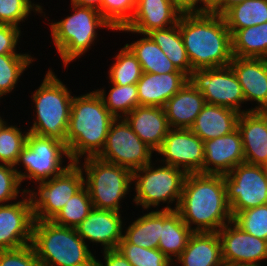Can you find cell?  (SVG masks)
<instances>
[{
  "instance_id": "obj_31",
  "label": "cell",
  "mask_w": 267,
  "mask_h": 266,
  "mask_svg": "<svg viewBox=\"0 0 267 266\" xmlns=\"http://www.w3.org/2000/svg\"><path fill=\"white\" fill-rule=\"evenodd\" d=\"M231 40L234 57L267 59V22L239 29Z\"/></svg>"
},
{
  "instance_id": "obj_23",
  "label": "cell",
  "mask_w": 267,
  "mask_h": 266,
  "mask_svg": "<svg viewBox=\"0 0 267 266\" xmlns=\"http://www.w3.org/2000/svg\"><path fill=\"white\" fill-rule=\"evenodd\" d=\"M237 129L243 143L246 163L263 166L267 164V121L259 111L240 114Z\"/></svg>"
},
{
  "instance_id": "obj_2",
  "label": "cell",
  "mask_w": 267,
  "mask_h": 266,
  "mask_svg": "<svg viewBox=\"0 0 267 266\" xmlns=\"http://www.w3.org/2000/svg\"><path fill=\"white\" fill-rule=\"evenodd\" d=\"M177 24L193 70L230 64L231 33L222 15L210 11L181 14Z\"/></svg>"
},
{
  "instance_id": "obj_53",
  "label": "cell",
  "mask_w": 267,
  "mask_h": 266,
  "mask_svg": "<svg viewBox=\"0 0 267 266\" xmlns=\"http://www.w3.org/2000/svg\"><path fill=\"white\" fill-rule=\"evenodd\" d=\"M4 119H2L1 118V116H0V128H1V126L5 123V121H3Z\"/></svg>"
},
{
  "instance_id": "obj_35",
  "label": "cell",
  "mask_w": 267,
  "mask_h": 266,
  "mask_svg": "<svg viewBox=\"0 0 267 266\" xmlns=\"http://www.w3.org/2000/svg\"><path fill=\"white\" fill-rule=\"evenodd\" d=\"M93 208L88 190L84 186L66 202L65 206L52 221L60 226L76 228Z\"/></svg>"
},
{
  "instance_id": "obj_17",
  "label": "cell",
  "mask_w": 267,
  "mask_h": 266,
  "mask_svg": "<svg viewBox=\"0 0 267 266\" xmlns=\"http://www.w3.org/2000/svg\"><path fill=\"white\" fill-rule=\"evenodd\" d=\"M243 162V143L238 129L222 137L204 141L203 174L227 175Z\"/></svg>"
},
{
  "instance_id": "obj_20",
  "label": "cell",
  "mask_w": 267,
  "mask_h": 266,
  "mask_svg": "<svg viewBox=\"0 0 267 266\" xmlns=\"http://www.w3.org/2000/svg\"><path fill=\"white\" fill-rule=\"evenodd\" d=\"M242 87L245 102L256 101L251 111L267 107V59L234 57L229 64Z\"/></svg>"
},
{
  "instance_id": "obj_9",
  "label": "cell",
  "mask_w": 267,
  "mask_h": 266,
  "mask_svg": "<svg viewBox=\"0 0 267 266\" xmlns=\"http://www.w3.org/2000/svg\"><path fill=\"white\" fill-rule=\"evenodd\" d=\"M63 156L69 159L67 166H62ZM22 163L26 172L18 171L17 165ZM73 162L65 143L46 136L28 132L26 144L20 152L15 170L21 183L25 179L37 183L49 180L65 171Z\"/></svg>"
},
{
  "instance_id": "obj_32",
  "label": "cell",
  "mask_w": 267,
  "mask_h": 266,
  "mask_svg": "<svg viewBox=\"0 0 267 266\" xmlns=\"http://www.w3.org/2000/svg\"><path fill=\"white\" fill-rule=\"evenodd\" d=\"M222 16L232 36L239 29L267 22V0H245L229 8Z\"/></svg>"
},
{
  "instance_id": "obj_40",
  "label": "cell",
  "mask_w": 267,
  "mask_h": 266,
  "mask_svg": "<svg viewBox=\"0 0 267 266\" xmlns=\"http://www.w3.org/2000/svg\"><path fill=\"white\" fill-rule=\"evenodd\" d=\"M136 0H102L101 15L114 30L125 27L132 19Z\"/></svg>"
},
{
  "instance_id": "obj_27",
  "label": "cell",
  "mask_w": 267,
  "mask_h": 266,
  "mask_svg": "<svg viewBox=\"0 0 267 266\" xmlns=\"http://www.w3.org/2000/svg\"><path fill=\"white\" fill-rule=\"evenodd\" d=\"M192 234L193 231L181 219L177 210H173L171 206L161 210V236L158 249L172 262L184 251Z\"/></svg>"
},
{
  "instance_id": "obj_47",
  "label": "cell",
  "mask_w": 267,
  "mask_h": 266,
  "mask_svg": "<svg viewBox=\"0 0 267 266\" xmlns=\"http://www.w3.org/2000/svg\"><path fill=\"white\" fill-rule=\"evenodd\" d=\"M172 4L182 13H195V0H170Z\"/></svg>"
},
{
  "instance_id": "obj_5",
  "label": "cell",
  "mask_w": 267,
  "mask_h": 266,
  "mask_svg": "<svg viewBox=\"0 0 267 266\" xmlns=\"http://www.w3.org/2000/svg\"><path fill=\"white\" fill-rule=\"evenodd\" d=\"M31 98L35 102L36 118L28 132L56 139L67 146L66 134L73 100L71 92L52 70H48Z\"/></svg>"
},
{
  "instance_id": "obj_39",
  "label": "cell",
  "mask_w": 267,
  "mask_h": 266,
  "mask_svg": "<svg viewBox=\"0 0 267 266\" xmlns=\"http://www.w3.org/2000/svg\"><path fill=\"white\" fill-rule=\"evenodd\" d=\"M232 221L243 231L267 241V204L243 210Z\"/></svg>"
},
{
  "instance_id": "obj_28",
  "label": "cell",
  "mask_w": 267,
  "mask_h": 266,
  "mask_svg": "<svg viewBox=\"0 0 267 266\" xmlns=\"http://www.w3.org/2000/svg\"><path fill=\"white\" fill-rule=\"evenodd\" d=\"M147 35L161 48L178 70L188 76L191 75L193 69L178 24L165 29L151 30Z\"/></svg>"
},
{
  "instance_id": "obj_46",
  "label": "cell",
  "mask_w": 267,
  "mask_h": 266,
  "mask_svg": "<svg viewBox=\"0 0 267 266\" xmlns=\"http://www.w3.org/2000/svg\"><path fill=\"white\" fill-rule=\"evenodd\" d=\"M245 0H217L214 7L210 10L211 13L223 15L232 6L242 3Z\"/></svg>"
},
{
  "instance_id": "obj_36",
  "label": "cell",
  "mask_w": 267,
  "mask_h": 266,
  "mask_svg": "<svg viewBox=\"0 0 267 266\" xmlns=\"http://www.w3.org/2000/svg\"><path fill=\"white\" fill-rule=\"evenodd\" d=\"M34 60L29 54L0 55V97L12 92L22 73Z\"/></svg>"
},
{
  "instance_id": "obj_18",
  "label": "cell",
  "mask_w": 267,
  "mask_h": 266,
  "mask_svg": "<svg viewBox=\"0 0 267 266\" xmlns=\"http://www.w3.org/2000/svg\"><path fill=\"white\" fill-rule=\"evenodd\" d=\"M181 12L170 0H136L135 13L119 31L146 35L154 29H165L178 23Z\"/></svg>"
},
{
  "instance_id": "obj_26",
  "label": "cell",
  "mask_w": 267,
  "mask_h": 266,
  "mask_svg": "<svg viewBox=\"0 0 267 266\" xmlns=\"http://www.w3.org/2000/svg\"><path fill=\"white\" fill-rule=\"evenodd\" d=\"M181 266H221V242L217 232H193L187 246L175 260Z\"/></svg>"
},
{
  "instance_id": "obj_48",
  "label": "cell",
  "mask_w": 267,
  "mask_h": 266,
  "mask_svg": "<svg viewBox=\"0 0 267 266\" xmlns=\"http://www.w3.org/2000/svg\"><path fill=\"white\" fill-rule=\"evenodd\" d=\"M101 2L102 0H71V3L82 6V7H90L98 10L101 14Z\"/></svg>"
},
{
  "instance_id": "obj_43",
  "label": "cell",
  "mask_w": 267,
  "mask_h": 266,
  "mask_svg": "<svg viewBox=\"0 0 267 266\" xmlns=\"http://www.w3.org/2000/svg\"><path fill=\"white\" fill-rule=\"evenodd\" d=\"M0 266H41L31 244L12 250H0Z\"/></svg>"
},
{
  "instance_id": "obj_7",
  "label": "cell",
  "mask_w": 267,
  "mask_h": 266,
  "mask_svg": "<svg viewBox=\"0 0 267 266\" xmlns=\"http://www.w3.org/2000/svg\"><path fill=\"white\" fill-rule=\"evenodd\" d=\"M82 172L93 207L120 212V201L128 194L132 184V172L98 157L84 158ZM83 167V168H82Z\"/></svg>"
},
{
  "instance_id": "obj_52",
  "label": "cell",
  "mask_w": 267,
  "mask_h": 266,
  "mask_svg": "<svg viewBox=\"0 0 267 266\" xmlns=\"http://www.w3.org/2000/svg\"><path fill=\"white\" fill-rule=\"evenodd\" d=\"M263 169H264L265 178L267 180V164L263 165Z\"/></svg>"
},
{
  "instance_id": "obj_15",
  "label": "cell",
  "mask_w": 267,
  "mask_h": 266,
  "mask_svg": "<svg viewBox=\"0 0 267 266\" xmlns=\"http://www.w3.org/2000/svg\"><path fill=\"white\" fill-rule=\"evenodd\" d=\"M22 200L0 205V250H12L31 244L34 214L27 189Z\"/></svg>"
},
{
  "instance_id": "obj_42",
  "label": "cell",
  "mask_w": 267,
  "mask_h": 266,
  "mask_svg": "<svg viewBox=\"0 0 267 266\" xmlns=\"http://www.w3.org/2000/svg\"><path fill=\"white\" fill-rule=\"evenodd\" d=\"M20 186L21 181L14 166L0 163V205L17 199Z\"/></svg>"
},
{
  "instance_id": "obj_4",
  "label": "cell",
  "mask_w": 267,
  "mask_h": 266,
  "mask_svg": "<svg viewBox=\"0 0 267 266\" xmlns=\"http://www.w3.org/2000/svg\"><path fill=\"white\" fill-rule=\"evenodd\" d=\"M31 245L41 266H96V258L75 228L34 220Z\"/></svg>"
},
{
  "instance_id": "obj_25",
  "label": "cell",
  "mask_w": 267,
  "mask_h": 266,
  "mask_svg": "<svg viewBox=\"0 0 267 266\" xmlns=\"http://www.w3.org/2000/svg\"><path fill=\"white\" fill-rule=\"evenodd\" d=\"M240 114L227 107L205 104L190 130L202 141L222 137L237 129Z\"/></svg>"
},
{
  "instance_id": "obj_13",
  "label": "cell",
  "mask_w": 267,
  "mask_h": 266,
  "mask_svg": "<svg viewBox=\"0 0 267 266\" xmlns=\"http://www.w3.org/2000/svg\"><path fill=\"white\" fill-rule=\"evenodd\" d=\"M190 83L202 93L206 104L233 109L239 113L245 102L242 87L230 65L218 68L195 69L189 76Z\"/></svg>"
},
{
  "instance_id": "obj_12",
  "label": "cell",
  "mask_w": 267,
  "mask_h": 266,
  "mask_svg": "<svg viewBox=\"0 0 267 266\" xmlns=\"http://www.w3.org/2000/svg\"><path fill=\"white\" fill-rule=\"evenodd\" d=\"M231 214L267 204V180L263 166L243 162L224 175Z\"/></svg>"
},
{
  "instance_id": "obj_34",
  "label": "cell",
  "mask_w": 267,
  "mask_h": 266,
  "mask_svg": "<svg viewBox=\"0 0 267 266\" xmlns=\"http://www.w3.org/2000/svg\"><path fill=\"white\" fill-rule=\"evenodd\" d=\"M115 59L116 62L109 70L111 84L126 86L137 83L143 74V70L132 51L125 45Z\"/></svg>"
},
{
  "instance_id": "obj_6",
  "label": "cell",
  "mask_w": 267,
  "mask_h": 266,
  "mask_svg": "<svg viewBox=\"0 0 267 266\" xmlns=\"http://www.w3.org/2000/svg\"><path fill=\"white\" fill-rule=\"evenodd\" d=\"M71 5L75 13L50 25L53 43L64 67L87 52L97 38V28L115 31L98 10L73 3Z\"/></svg>"
},
{
  "instance_id": "obj_51",
  "label": "cell",
  "mask_w": 267,
  "mask_h": 266,
  "mask_svg": "<svg viewBox=\"0 0 267 266\" xmlns=\"http://www.w3.org/2000/svg\"><path fill=\"white\" fill-rule=\"evenodd\" d=\"M221 266H247V265H239V264H231V263L223 262Z\"/></svg>"
},
{
  "instance_id": "obj_3",
  "label": "cell",
  "mask_w": 267,
  "mask_h": 266,
  "mask_svg": "<svg viewBox=\"0 0 267 266\" xmlns=\"http://www.w3.org/2000/svg\"><path fill=\"white\" fill-rule=\"evenodd\" d=\"M115 119L97 91L73 96L66 134L71 161L79 162L82 156L96 157L102 151Z\"/></svg>"
},
{
  "instance_id": "obj_45",
  "label": "cell",
  "mask_w": 267,
  "mask_h": 266,
  "mask_svg": "<svg viewBox=\"0 0 267 266\" xmlns=\"http://www.w3.org/2000/svg\"><path fill=\"white\" fill-rule=\"evenodd\" d=\"M105 265L96 260V266H132L118 249L104 250Z\"/></svg>"
},
{
  "instance_id": "obj_30",
  "label": "cell",
  "mask_w": 267,
  "mask_h": 266,
  "mask_svg": "<svg viewBox=\"0 0 267 266\" xmlns=\"http://www.w3.org/2000/svg\"><path fill=\"white\" fill-rule=\"evenodd\" d=\"M161 236V210L151 211L134 220L119 243H132L143 248L158 249Z\"/></svg>"
},
{
  "instance_id": "obj_10",
  "label": "cell",
  "mask_w": 267,
  "mask_h": 266,
  "mask_svg": "<svg viewBox=\"0 0 267 266\" xmlns=\"http://www.w3.org/2000/svg\"><path fill=\"white\" fill-rule=\"evenodd\" d=\"M79 162H73L65 171L49 180L38 183V191L27 190L34 220H53L66 202L84 187Z\"/></svg>"
},
{
  "instance_id": "obj_8",
  "label": "cell",
  "mask_w": 267,
  "mask_h": 266,
  "mask_svg": "<svg viewBox=\"0 0 267 266\" xmlns=\"http://www.w3.org/2000/svg\"><path fill=\"white\" fill-rule=\"evenodd\" d=\"M151 165L152 162L132 172V182H136L133 201L145 210L159 206L160 202L168 205L176 200L173 210H177L187 173L171 165L158 168Z\"/></svg>"
},
{
  "instance_id": "obj_16",
  "label": "cell",
  "mask_w": 267,
  "mask_h": 266,
  "mask_svg": "<svg viewBox=\"0 0 267 266\" xmlns=\"http://www.w3.org/2000/svg\"><path fill=\"white\" fill-rule=\"evenodd\" d=\"M217 233L223 262L261 266L260 262L267 259V241L243 231L233 221L224 225Z\"/></svg>"
},
{
  "instance_id": "obj_50",
  "label": "cell",
  "mask_w": 267,
  "mask_h": 266,
  "mask_svg": "<svg viewBox=\"0 0 267 266\" xmlns=\"http://www.w3.org/2000/svg\"><path fill=\"white\" fill-rule=\"evenodd\" d=\"M259 112L263 115L265 120L267 121V107L266 108H261Z\"/></svg>"
},
{
  "instance_id": "obj_14",
  "label": "cell",
  "mask_w": 267,
  "mask_h": 266,
  "mask_svg": "<svg viewBox=\"0 0 267 266\" xmlns=\"http://www.w3.org/2000/svg\"><path fill=\"white\" fill-rule=\"evenodd\" d=\"M163 155L162 163L180 168L188 173H202L204 141L190 129L171 128L156 151Z\"/></svg>"
},
{
  "instance_id": "obj_41",
  "label": "cell",
  "mask_w": 267,
  "mask_h": 266,
  "mask_svg": "<svg viewBox=\"0 0 267 266\" xmlns=\"http://www.w3.org/2000/svg\"><path fill=\"white\" fill-rule=\"evenodd\" d=\"M43 13L40 4L31 0H0V24L19 27V23L26 20L31 11Z\"/></svg>"
},
{
  "instance_id": "obj_22",
  "label": "cell",
  "mask_w": 267,
  "mask_h": 266,
  "mask_svg": "<svg viewBox=\"0 0 267 266\" xmlns=\"http://www.w3.org/2000/svg\"><path fill=\"white\" fill-rule=\"evenodd\" d=\"M189 76L183 72L155 74L143 72L136 83L139 105L164 107L187 82Z\"/></svg>"
},
{
  "instance_id": "obj_44",
  "label": "cell",
  "mask_w": 267,
  "mask_h": 266,
  "mask_svg": "<svg viewBox=\"0 0 267 266\" xmlns=\"http://www.w3.org/2000/svg\"><path fill=\"white\" fill-rule=\"evenodd\" d=\"M20 27L8 24H0V55L21 54L16 53V45L19 41Z\"/></svg>"
},
{
  "instance_id": "obj_29",
  "label": "cell",
  "mask_w": 267,
  "mask_h": 266,
  "mask_svg": "<svg viewBox=\"0 0 267 266\" xmlns=\"http://www.w3.org/2000/svg\"><path fill=\"white\" fill-rule=\"evenodd\" d=\"M126 46L132 51L139 61L143 72L166 74L182 72L168 59L161 48L146 34L144 38Z\"/></svg>"
},
{
  "instance_id": "obj_37",
  "label": "cell",
  "mask_w": 267,
  "mask_h": 266,
  "mask_svg": "<svg viewBox=\"0 0 267 266\" xmlns=\"http://www.w3.org/2000/svg\"><path fill=\"white\" fill-rule=\"evenodd\" d=\"M6 123L0 128V162L15 167L18 156L26 144L28 132L22 133L20 128Z\"/></svg>"
},
{
  "instance_id": "obj_33",
  "label": "cell",
  "mask_w": 267,
  "mask_h": 266,
  "mask_svg": "<svg viewBox=\"0 0 267 266\" xmlns=\"http://www.w3.org/2000/svg\"><path fill=\"white\" fill-rule=\"evenodd\" d=\"M112 86L107 97L104 88L96 91L103 100L105 107L116 119L124 118L134 108L139 106L137 84L134 83L126 86L113 84Z\"/></svg>"
},
{
  "instance_id": "obj_1",
  "label": "cell",
  "mask_w": 267,
  "mask_h": 266,
  "mask_svg": "<svg viewBox=\"0 0 267 266\" xmlns=\"http://www.w3.org/2000/svg\"><path fill=\"white\" fill-rule=\"evenodd\" d=\"M177 211L193 232H218L233 218L224 175L188 173Z\"/></svg>"
},
{
  "instance_id": "obj_38",
  "label": "cell",
  "mask_w": 267,
  "mask_h": 266,
  "mask_svg": "<svg viewBox=\"0 0 267 266\" xmlns=\"http://www.w3.org/2000/svg\"><path fill=\"white\" fill-rule=\"evenodd\" d=\"M117 249L132 266H172L175 264L159 249L143 248L132 243H119Z\"/></svg>"
},
{
  "instance_id": "obj_11",
  "label": "cell",
  "mask_w": 267,
  "mask_h": 266,
  "mask_svg": "<svg viewBox=\"0 0 267 266\" xmlns=\"http://www.w3.org/2000/svg\"><path fill=\"white\" fill-rule=\"evenodd\" d=\"M153 152L120 118L111 123L104 147L96 157L134 172L152 162Z\"/></svg>"
},
{
  "instance_id": "obj_19",
  "label": "cell",
  "mask_w": 267,
  "mask_h": 266,
  "mask_svg": "<svg viewBox=\"0 0 267 266\" xmlns=\"http://www.w3.org/2000/svg\"><path fill=\"white\" fill-rule=\"evenodd\" d=\"M122 224L119 212L93 208L75 229L84 241L100 243L103 250H111L117 249L123 238Z\"/></svg>"
},
{
  "instance_id": "obj_24",
  "label": "cell",
  "mask_w": 267,
  "mask_h": 266,
  "mask_svg": "<svg viewBox=\"0 0 267 266\" xmlns=\"http://www.w3.org/2000/svg\"><path fill=\"white\" fill-rule=\"evenodd\" d=\"M205 104L202 93L188 81L164 106L169 126L190 129Z\"/></svg>"
},
{
  "instance_id": "obj_21",
  "label": "cell",
  "mask_w": 267,
  "mask_h": 266,
  "mask_svg": "<svg viewBox=\"0 0 267 266\" xmlns=\"http://www.w3.org/2000/svg\"><path fill=\"white\" fill-rule=\"evenodd\" d=\"M124 119L135 134L153 151H157L171 129L164 107L139 105Z\"/></svg>"
},
{
  "instance_id": "obj_49",
  "label": "cell",
  "mask_w": 267,
  "mask_h": 266,
  "mask_svg": "<svg viewBox=\"0 0 267 266\" xmlns=\"http://www.w3.org/2000/svg\"><path fill=\"white\" fill-rule=\"evenodd\" d=\"M199 2L204 5L201 7L197 6ZM216 2L217 0H195V13H203L206 11H210L214 7Z\"/></svg>"
}]
</instances>
